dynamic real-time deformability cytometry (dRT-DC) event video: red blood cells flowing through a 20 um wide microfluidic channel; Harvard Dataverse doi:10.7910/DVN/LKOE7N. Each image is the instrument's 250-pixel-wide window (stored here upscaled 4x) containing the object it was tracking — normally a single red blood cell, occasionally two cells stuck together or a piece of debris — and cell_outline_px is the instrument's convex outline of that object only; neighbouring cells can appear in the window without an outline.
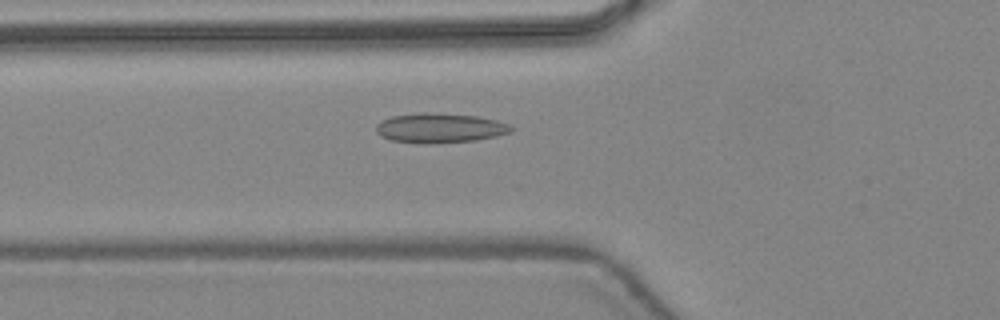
{"species": "common noctule bat (a hibernating species)", "species_latin": "Nyctalus noctula", "temperature_condition": "warm", "stored_images_in_passage": 47, "camera_frame_rate_fps": 3000, "um_per_image_px": 0.085, "animal": {"sex": "female", "body_mass_g": 24.6, "forearm_length_mm": 56.2}, "frame": {"image": 1, "passage_image": 18, "time_ms": 5.667, "image_size_px": [1000, 320], "cell_outline_px": [[516, 128], [512, 132], [496, 136], [476, 140], [432, 144], [424, 144], [392, 140], [380, 136], [376, 132], [376, 124], [392, 116], [420, 112], [424, 112], [476, 116], [496, 120], [508, 124]], "centroid_in_image_um": [37.4, 10.89], "position_along_channel_um": 88.4, "area_um2": 23.41}}
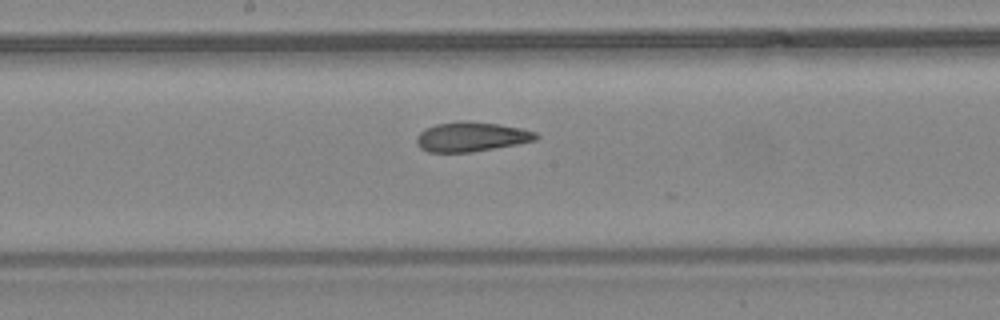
{"frame": {"image": 2, "passage_image": 26, "time_ms": 8.333, "image_size_px": [1000, 320], "cell_outline_px": [[540, 136], [536, 140], [516, 144], [472, 152], [428, 152], [420, 148], [416, 144], [416, 136], [420, 132], [436, 124], [460, 120], [464, 120], [496, 124], [520, 128], [536, 132]], "centroid_in_image_um": [40.04, 11.62], "position_along_channel_um": 208.2, "area_um2": 20.52}}
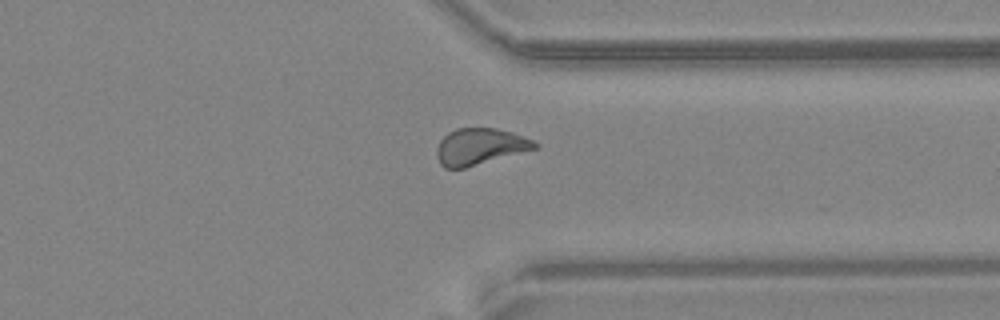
{"frame": {"image": 3, "passage_image": 37, "time_ms": 12.0, "image_size_px": [1000, 320], "cell_outline_px": [[540, 144], [536, 148], [464, 168], [444, 168], [440, 164], [436, 156], [436, 148], [440, 140], [448, 132], [456, 128], [496, 128], [512, 132], [532, 140]], "centroid_in_image_um": [40.75, 12.45], "position_along_channel_um": 370.7, "area_um2": 20.69}, "authors_computed_cell_mechanics": {"area_um2": 21.964, "velocity_mm_per_s": 4.4553, "shape_relaxation_time_tau1_ms": null, "shape_relaxation_time_tau2_ms": 1.974, "deformation_change_tau1": null, "deformation_change_tau2": 0.0815}}